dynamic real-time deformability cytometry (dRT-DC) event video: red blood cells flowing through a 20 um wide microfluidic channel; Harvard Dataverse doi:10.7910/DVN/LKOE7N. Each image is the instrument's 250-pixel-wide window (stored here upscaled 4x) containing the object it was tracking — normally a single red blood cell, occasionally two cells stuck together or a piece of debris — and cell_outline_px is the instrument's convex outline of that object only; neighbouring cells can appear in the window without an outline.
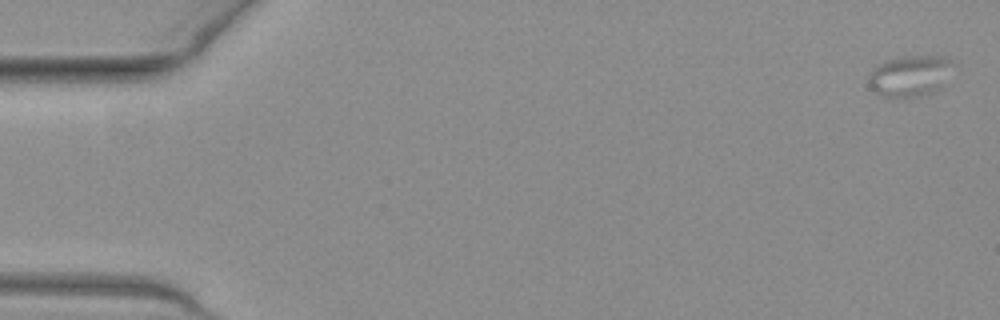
{"species": "common noctule bat (a hibernating species)", "species_latin": "Nyctalus noctula", "temperature_condition": "warm", "stored_images_in_passage": 12, "camera_frame_rate_fps": 3000, "um_per_image_px": 0.085, "animal": {"sex": "female", "body_mass_g": 19.3, "forearm_length_mm": 54.1}, "frame": {"image": 1, "passage_image": 1, "time_ms": 0.0, "image_size_px": [1000, 320], "cell_outline_px": [[948, 64], [944, 88], [936, 92], [924, 96], [908, 100], [888, 100], [880, 96], [868, 84], [868, 76], [872, 68], [888, 60], [904, 56], [940, 56], [948, 60]], "centroid_in_image_um": [77.25, 6.56], "position_along_channel_um": 7.7, "area_um2": 20.69}}